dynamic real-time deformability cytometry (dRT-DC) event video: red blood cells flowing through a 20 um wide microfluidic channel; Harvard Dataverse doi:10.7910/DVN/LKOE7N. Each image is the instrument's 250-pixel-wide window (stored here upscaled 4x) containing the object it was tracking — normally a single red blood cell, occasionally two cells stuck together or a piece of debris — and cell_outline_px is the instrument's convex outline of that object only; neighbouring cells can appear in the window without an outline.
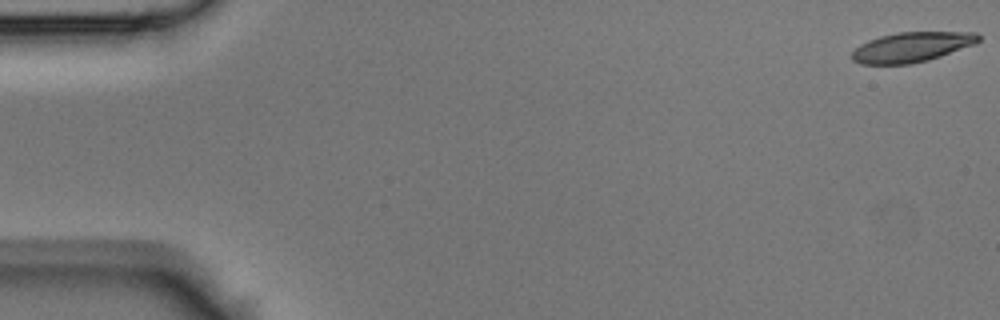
{"species": "Egyptian fruit bat (a non-hibernating species)", "species_latin": "Rousettus aegyptiacus", "temperature_condition": "room temperature", "stored_images_in_passage": 48, "camera_frame_rate_fps": 3000, "um_per_image_px": 0.085, "animal": {"sex": "male"}, "frame": {"image": 1, "passage_image": 1, "time_ms": 0.0, "image_size_px": [1000, 320], "cell_outline_px": [[980, 40], [976, 44], [928, 60], [912, 64], [860, 64], [852, 60], [852, 52], [860, 44], [868, 40], [880, 36], [896, 32], [976, 32], [980, 36]], "centroid_in_image_um": [77.5, 4.0], "position_along_channel_um": 7.5, "area_um2": 22.14}}
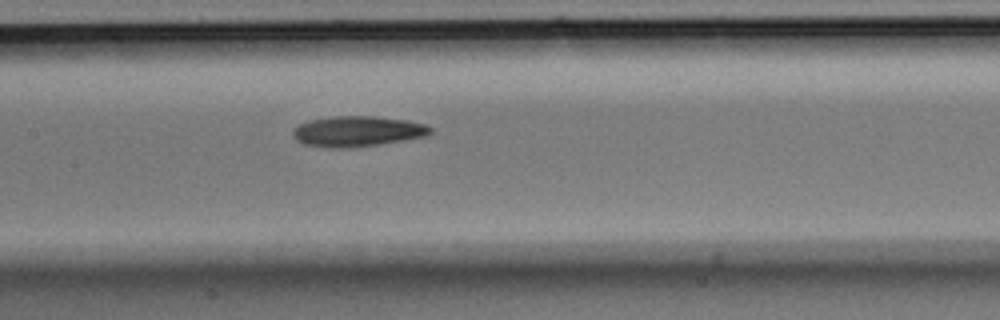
{"frame": {"image": 2, "passage_image": 23, "time_ms": 7.333, "image_size_px": [1000, 320], "cell_outline_px": [[432, 132], [424, 136], [380, 144], [352, 148], [328, 148], [304, 144], [296, 140], [292, 136], [292, 132], [300, 124], [308, 120], [332, 116], [376, 116], [408, 120], [428, 124], [432, 128]], "centroid_in_image_um": [30.38, 11.16], "position_along_channel_um": 177.0, "area_um2": 24.62}}
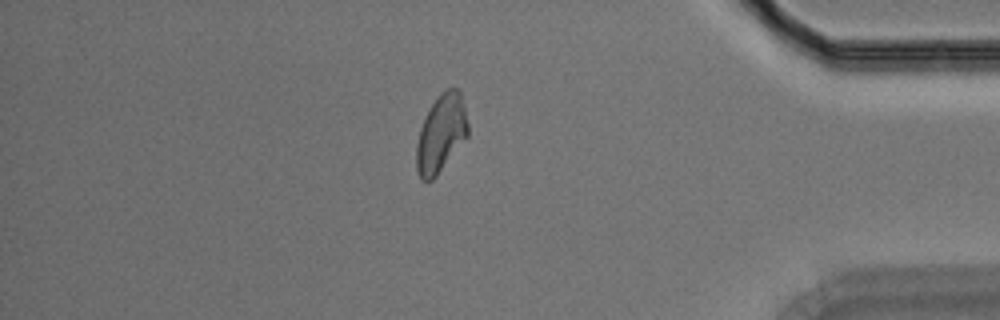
{"frame": {"image": 3, "passage_image": 41, "time_ms": 13.333, "image_size_px": [1000, 320], "cell_outline_px": [[468, 136], [436, 176], [432, 180], [420, 180], [416, 168], [416, 144], [420, 128], [432, 104], [440, 92], [448, 88], [456, 88], [460, 92], [468, 124]], "centroid_in_image_um": [37.48, 11.36], "position_along_channel_um": 397.7, "area_um2": 23.06}}